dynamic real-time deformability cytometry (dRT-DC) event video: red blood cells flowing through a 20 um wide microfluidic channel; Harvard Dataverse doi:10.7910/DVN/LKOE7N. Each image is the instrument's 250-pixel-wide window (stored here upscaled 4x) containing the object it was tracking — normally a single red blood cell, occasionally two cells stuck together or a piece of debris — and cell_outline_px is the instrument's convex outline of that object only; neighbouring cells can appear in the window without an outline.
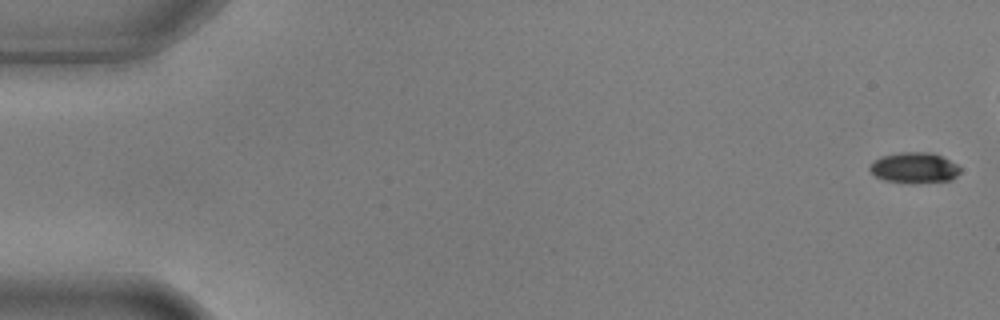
{"species": "common noctule bat (a hibernating species)", "species_latin": "Nyctalus noctula", "temperature_condition": "warm", "stored_images_in_passage": 3, "camera_frame_rate_fps": 3000, "um_per_image_px": 0.085, "animal": {"sex": "male", "body_mass_g": 17.9, "forearm_length_mm": 54.2}, "frame": {"image": 1, "passage_image": 1, "time_ms": 0.0, "image_size_px": [1000, 320], "cell_outline_px": [[960, 172], [952, 180], [912, 184], [884, 180], [876, 176], [868, 168], [872, 160], [880, 156], [900, 152], [932, 152], [956, 164], [960, 168]], "centroid_in_image_um": [77.69, 14.27], "position_along_channel_um": 7.3, "area_um2": 16.36}}